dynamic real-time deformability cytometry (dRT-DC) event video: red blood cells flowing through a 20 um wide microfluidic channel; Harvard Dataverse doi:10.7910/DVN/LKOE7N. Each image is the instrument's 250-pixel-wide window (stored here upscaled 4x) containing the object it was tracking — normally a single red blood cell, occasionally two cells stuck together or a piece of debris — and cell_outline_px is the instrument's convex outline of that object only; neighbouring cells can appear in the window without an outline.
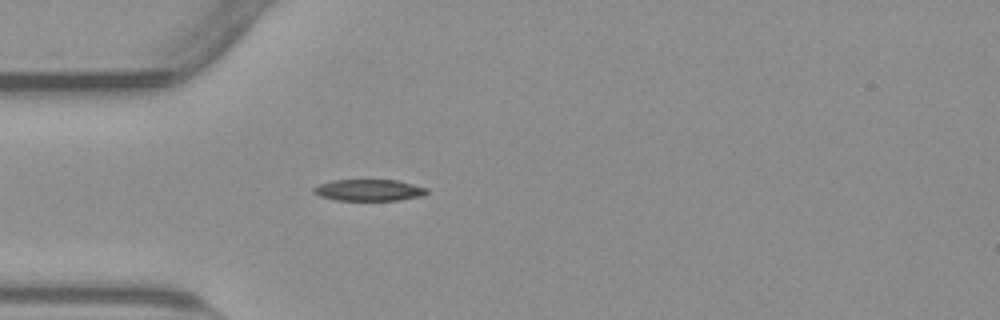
{"species": "common noctule bat (a hibernating species)", "species_latin": "Nyctalus noctula", "temperature_condition": "warm", "stored_images_in_passage": 40, "camera_frame_rate_fps": 3000, "um_per_image_px": 0.085, "animal": {"sex": "male", "body_mass_g": 23.1, "forearm_length_mm": 52.7}, "frame": {"image": 1, "passage_image": 1, "time_ms": 0.0, "image_size_px": [1000, 320], "cell_outline_px": [[428, 192], [424, 196], [400, 200], [336, 200], [320, 196], [312, 192], [312, 188], [320, 184], [332, 180], [396, 180], [428, 188]], "centroid_in_image_um": [31.37, 16.16], "position_along_channel_um": 53.6, "area_um2": 14.22}}
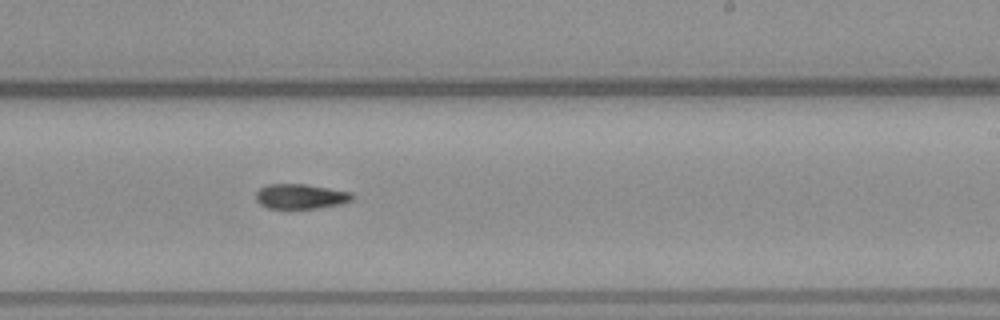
{"frame": {"image": 2, "passage_image": 18, "time_ms": 5.667, "image_size_px": [1000, 320], "cell_outline_px": [[356, 196], [352, 200], [340, 204], [316, 208], [268, 208], [260, 204], [256, 200], [256, 192], [260, 188], [268, 184], [308, 184], [352, 192]], "centroid_in_image_um": [25.58, 16.68], "position_along_channel_um": 263.4, "area_um2": 14.05}}
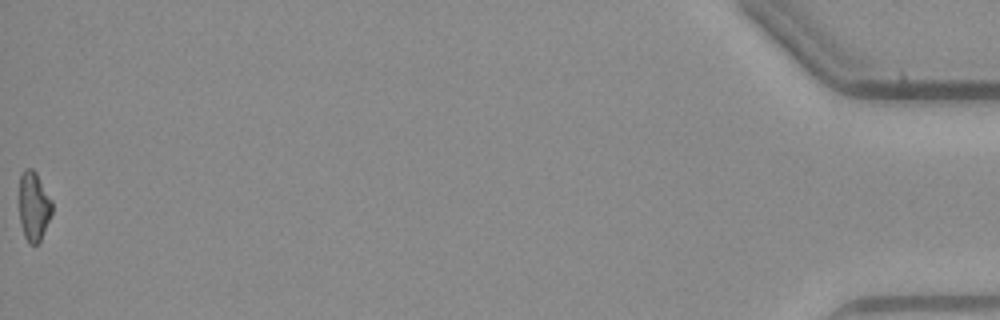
{"frame": {"image": 3, "passage_image": 40, "time_ms": 13.0, "image_size_px": [1000, 320], "cell_outline_px": [[52, 212], [40, 240], [36, 244], [28, 244], [24, 236], [20, 224], [20, 172], [24, 168], [32, 168], [36, 172], [52, 200]], "centroid_in_image_um": [2.86, 17.51], "position_along_channel_um": 432.3, "area_um2": 13.24}}